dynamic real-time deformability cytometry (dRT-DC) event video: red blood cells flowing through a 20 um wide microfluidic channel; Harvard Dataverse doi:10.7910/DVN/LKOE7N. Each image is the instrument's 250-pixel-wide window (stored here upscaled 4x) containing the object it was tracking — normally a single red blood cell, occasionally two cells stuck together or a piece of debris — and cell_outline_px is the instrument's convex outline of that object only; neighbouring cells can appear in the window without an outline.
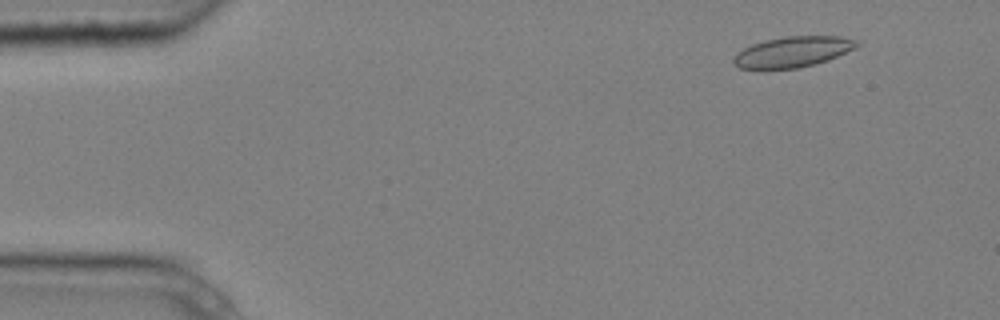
{"species": "common noctule bat (a hibernating species)", "species_latin": "Nyctalus noctula", "temperature_condition": "cold", "stored_images_in_passage": 6, "camera_frame_rate_fps": 3000, "um_per_image_px": 0.085, "animal": {"sex": "male", "body_mass_g": 20.4}, "frame": {"image": 1, "passage_image": 2, "time_ms": 0.333, "image_size_px": [1000, 320], "cell_outline_px": [[860, 44], [828, 60], [796, 68], [740, 68], [732, 64], [732, 60], [736, 52], [752, 44], [764, 40], [784, 36], [840, 36], [856, 40]], "centroid_in_image_um": [67.32, 4.39], "position_along_channel_um": 17.7, "area_um2": 21.68}}
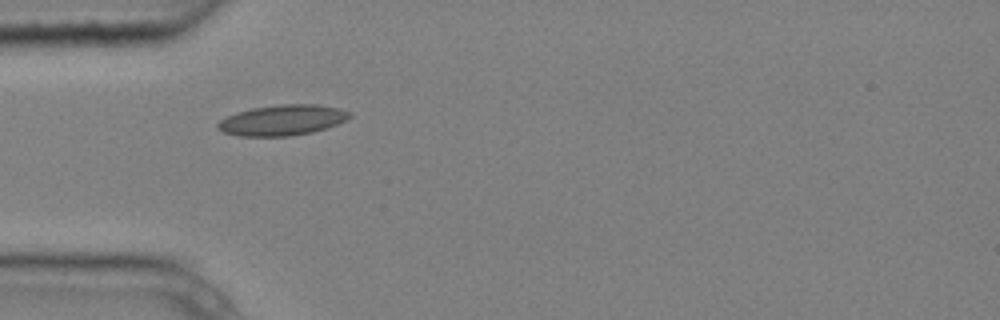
{"frame": {"image": 2, "passage_image": 5, "time_ms": 1.333, "image_size_px": [1000, 320], "cell_outline_px": [[352, 116], [348, 120], [328, 128], [312, 132], [288, 136], [240, 136], [224, 132], [216, 128], [216, 124], [220, 120], [236, 112], [252, 108], [280, 104], [316, 104], [340, 108], [352, 112]], "centroid_in_image_um": [24.05, 10.2], "position_along_channel_um": 61.0, "area_um2": 23.7}}
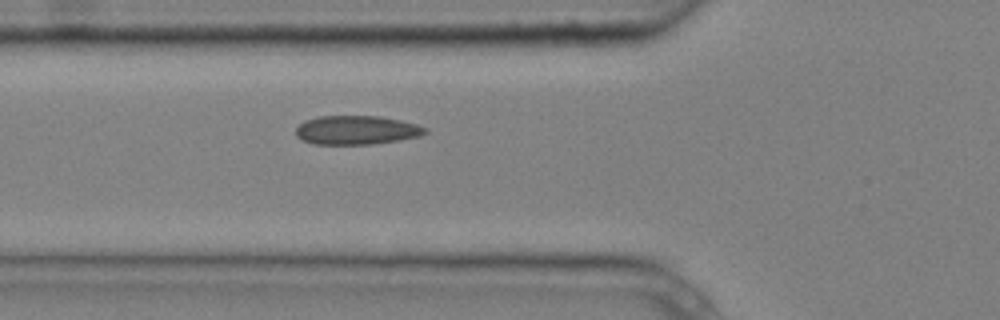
{"frame": {"image": 3, "passage_image": 6, "time_ms": 1.667, "image_size_px": [1000, 320], "cell_outline_px": [[428, 132], [420, 136], [400, 140], [372, 144], [312, 144], [296, 136], [296, 128], [304, 120], [320, 116], [380, 116], [400, 120], [416, 124], [428, 128]], "centroid_in_image_um": [30.32, 11.06], "position_along_channel_um": 95.5, "area_um2": 21.85}}